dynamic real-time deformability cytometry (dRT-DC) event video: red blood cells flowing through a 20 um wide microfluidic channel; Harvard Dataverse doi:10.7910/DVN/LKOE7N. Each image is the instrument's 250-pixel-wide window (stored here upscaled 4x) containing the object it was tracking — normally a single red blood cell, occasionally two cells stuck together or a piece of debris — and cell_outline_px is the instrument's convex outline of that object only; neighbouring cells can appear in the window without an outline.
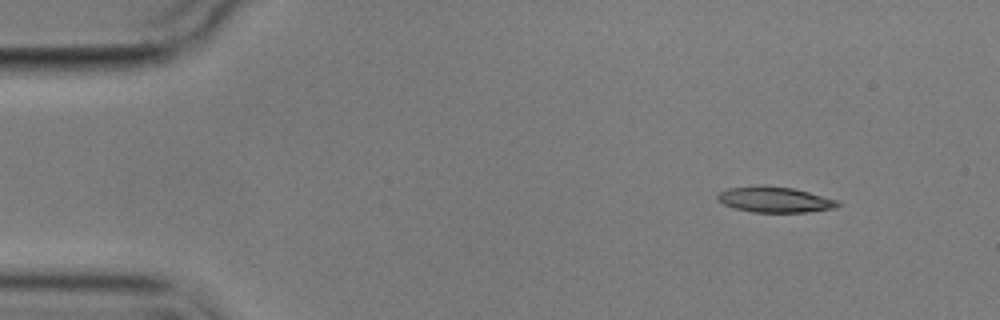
{"species": "common noctule bat (a hibernating species)", "species_latin": "Nyctalus noctula", "temperature_condition": "cold", "stored_images_in_passage": 9, "camera_frame_rate_fps": 3000, "um_per_image_px": 0.085, "animal": {"sex": "male", "body_mass_g": 17.9}, "frame": {"image": 1, "passage_image": 1, "time_ms": 0.0, "image_size_px": [1000, 320], "cell_outline_px": [[840, 204], [836, 208], [804, 212], [752, 212], [732, 208], [716, 200], [716, 196], [720, 192], [728, 188], [764, 184], [792, 188], [840, 200]], "centroid_in_image_um": [65.83, 16.96], "position_along_channel_um": 19.2, "area_um2": 18.21}}
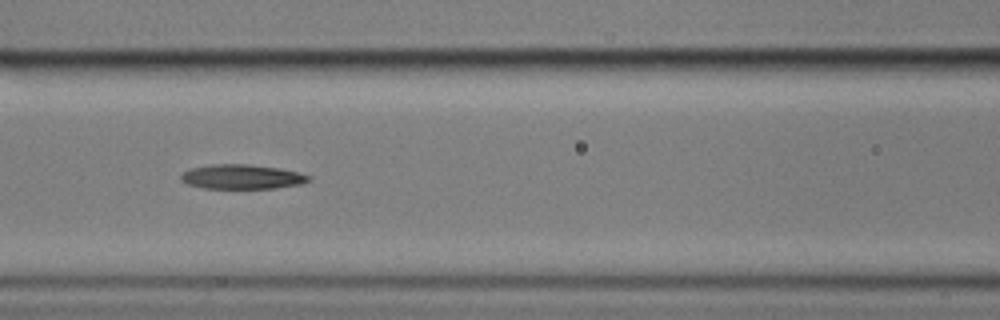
{"frame": {"image": 2, "passage_image": 6, "time_ms": 6.0, "image_size_px": [1000, 320], "cell_outline_px": [[312, 180], [300, 184], [276, 188], [204, 188], [188, 184], [180, 180], [180, 176], [184, 172], [192, 168], [212, 164], [248, 164], [280, 168], [312, 176]], "centroid_in_image_um": [20.59, 15.02], "position_along_channel_um": 146.0, "area_um2": 18.21}}
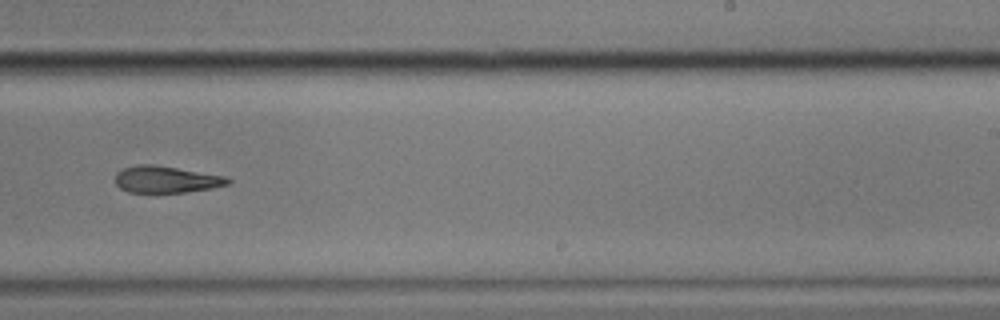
{"frame": {"image": 3, "passage_image": 9, "time_ms": 9.667, "image_size_px": [1000, 320], "cell_outline_px": [[232, 180], [228, 184], [212, 188], [184, 192], [128, 192], [120, 188], [116, 184], [116, 172], [124, 168], [136, 164], [152, 164], [228, 176]], "centroid_in_image_um": [14.14, 15.24], "position_along_channel_um": 274.9, "area_um2": 17.57}}